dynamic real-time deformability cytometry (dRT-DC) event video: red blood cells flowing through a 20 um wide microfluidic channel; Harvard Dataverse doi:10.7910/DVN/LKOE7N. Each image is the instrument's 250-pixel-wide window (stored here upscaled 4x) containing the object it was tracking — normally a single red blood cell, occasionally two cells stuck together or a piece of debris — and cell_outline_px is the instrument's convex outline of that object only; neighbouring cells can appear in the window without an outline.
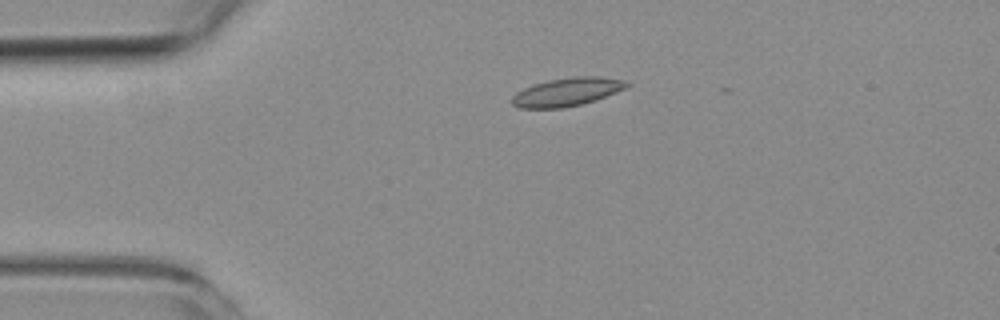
{"species": "common noctule bat (a hibernating species)", "species_latin": "Nyctalus noctula", "temperature_condition": "room temperature", "stored_images_in_passage": 1, "camera_frame_rate_fps": 3000, "um_per_image_px": 0.085, "animal": {"sex": "female", "body_mass_g": 19.3, "forearm_length_mm": 54.1}, "frame": {"image": 1, "passage_image": 1, "time_ms": 0.0, "image_size_px": [1000, 320], "cell_outline_px": [[632, 84], [616, 92], [596, 100], [564, 108], [520, 108], [512, 104], [512, 96], [516, 92], [532, 84], [548, 80], [572, 76], [600, 76], [624, 80]], "centroid_in_image_um": [48.19, 7.8], "position_along_channel_um": 36.8, "area_um2": 19.02}}